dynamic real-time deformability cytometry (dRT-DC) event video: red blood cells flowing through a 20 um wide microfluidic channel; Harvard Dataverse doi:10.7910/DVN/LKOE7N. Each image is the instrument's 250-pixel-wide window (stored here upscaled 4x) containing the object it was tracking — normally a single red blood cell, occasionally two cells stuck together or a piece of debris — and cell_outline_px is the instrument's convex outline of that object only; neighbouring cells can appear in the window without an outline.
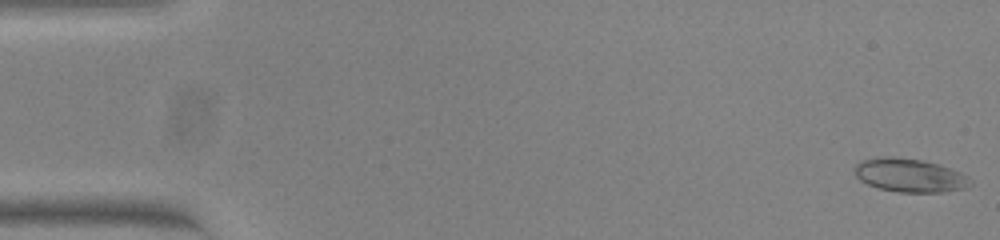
{"species": "common noctule bat (a hibernating species)", "species_latin": "Nyctalus noctula", "temperature_condition": "warm", "stored_images_in_passage": 10, "camera_frame_rate_fps": 3000, "um_per_image_px": 0.085, "animal": {"sex": "female", "body_mass_g": 23.0, "forearm_length_mm": 53.4}, "frame": {"image": 1, "passage_image": 1, "time_ms": 0.0, "image_size_px": [1000, 240], "cell_outline_px": [[972, 184], [964, 188], [944, 192], [900, 192], [880, 188], [868, 184], [860, 180], [856, 176], [852, 168], [860, 160], [880, 156], [892, 156], [920, 160], [936, 164], [960, 172], [968, 176], [972, 180]], "centroid_in_image_um": [77.28, 14.89], "position_along_channel_um": 7.7, "area_um2": 22.6}}